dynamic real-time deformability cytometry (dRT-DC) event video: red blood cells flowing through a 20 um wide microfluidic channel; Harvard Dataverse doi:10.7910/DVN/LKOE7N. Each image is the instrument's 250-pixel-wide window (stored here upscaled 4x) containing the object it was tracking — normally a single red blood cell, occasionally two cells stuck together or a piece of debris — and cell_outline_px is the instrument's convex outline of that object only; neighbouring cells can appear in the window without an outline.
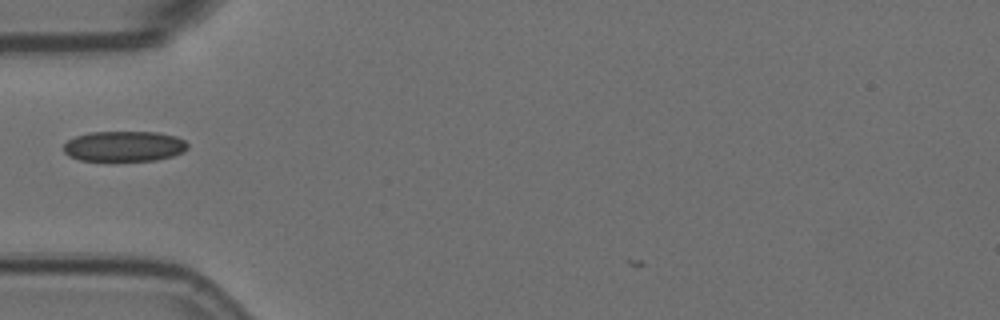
{"species": "Egyptian fruit bat (a non-hibernating species)", "species_latin": "Rousettus aegyptiacus", "temperature_condition": "room temperature", "stored_images_in_passage": 5, "camera_frame_rate_fps": 3000, "um_per_image_px": 0.085, "animal": {"sex": "female"}, "frame": {"image": 1, "passage_image": 1, "time_ms": 0.0, "image_size_px": [1000, 320], "cell_outline_px": [[188, 148], [184, 152], [172, 156], [156, 160], [80, 160], [68, 156], [64, 152], [64, 144], [68, 140], [76, 136], [92, 132], [160, 132], [176, 136], [184, 140], [188, 144]], "centroid_in_image_um": [10.58, 12.42], "position_along_channel_um": 74.4, "area_um2": 21.96}}
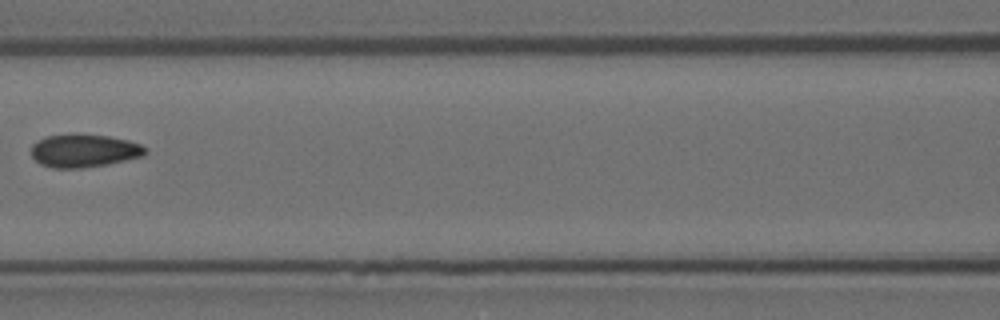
{"frame": {"image": 2, "passage_image": 3, "time_ms": 0.667, "image_size_px": [1000, 320], "cell_outline_px": [[148, 152], [144, 156], [108, 164], [80, 168], [52, 168], [40, 164], [32, 156], [32, 144], [48, 136], [76, 132], [108, 136], [128, 140], [140, 144], [148, 148]], "centroid_in_image_um": [7.18, 12.79], "position_along_channel_um": 159.4, "area_um2": 22.31}}
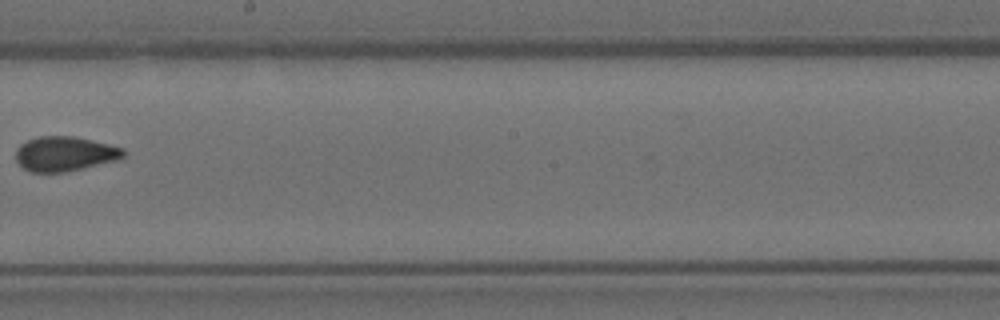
{"frame": {"image": 3, "passage_image": 5, "time_ms": 1.333, "image_size_px": [1000, 320], "cell_outline_px": [[124, 156], [120, 160], [64, 172], [32, 172], [24, 168], [16, 160], [16, 148], [20, 144], [28, 140], [40, 136], [76, 136], [124, 148]], "centroid_in_image_um": [5.52, 13.07], "position_along_channel_um": 242.7, "area_um2": 21.79}}